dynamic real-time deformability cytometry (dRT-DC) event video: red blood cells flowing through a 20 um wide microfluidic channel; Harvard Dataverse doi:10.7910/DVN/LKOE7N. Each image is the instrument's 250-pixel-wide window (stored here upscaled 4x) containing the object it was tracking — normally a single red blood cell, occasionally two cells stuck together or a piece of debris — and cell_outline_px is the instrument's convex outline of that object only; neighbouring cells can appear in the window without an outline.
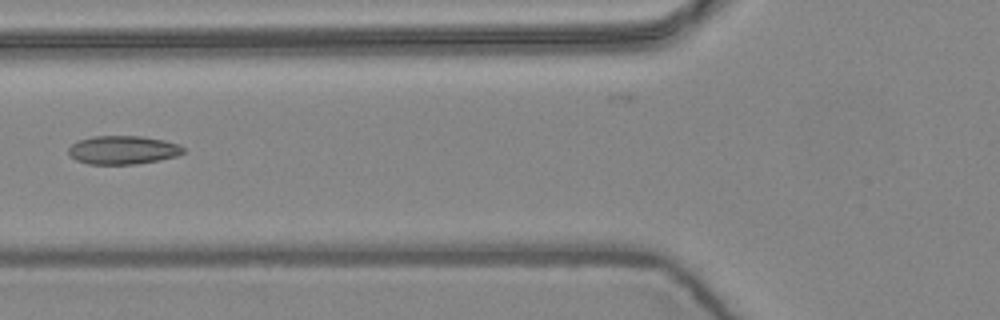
{"species": "common noctule bat (a hibernating species)", "species_latin": "Nyctalus noctula", "temperature_condition": "warm", "stored_images_in_passage": 7, "camera_frame_rate_fps": 3000, "um_per_image_px": 0.085, "animal": {"sex": "female", "body_mass_g": 24.6, "forearm_length_mm": 56.2}, "frame": {"image": 1, "passage_image": 7, "time_ms": 2.0, "image_size_px": [1000, 320], "cell_outline_px": [[184, 152], [176, 156], [160, 160], [136, 164], [88, 164], [76, 160], [68, 152], [68, 148], [76, 140], [92, 136], [140, 136], [164, 140], [180, 144], [184, 148]], "centroid_in_image_um": [10.44, 12.74], "position_along_channel_um": 115.4, "area_um2": 19.19}}